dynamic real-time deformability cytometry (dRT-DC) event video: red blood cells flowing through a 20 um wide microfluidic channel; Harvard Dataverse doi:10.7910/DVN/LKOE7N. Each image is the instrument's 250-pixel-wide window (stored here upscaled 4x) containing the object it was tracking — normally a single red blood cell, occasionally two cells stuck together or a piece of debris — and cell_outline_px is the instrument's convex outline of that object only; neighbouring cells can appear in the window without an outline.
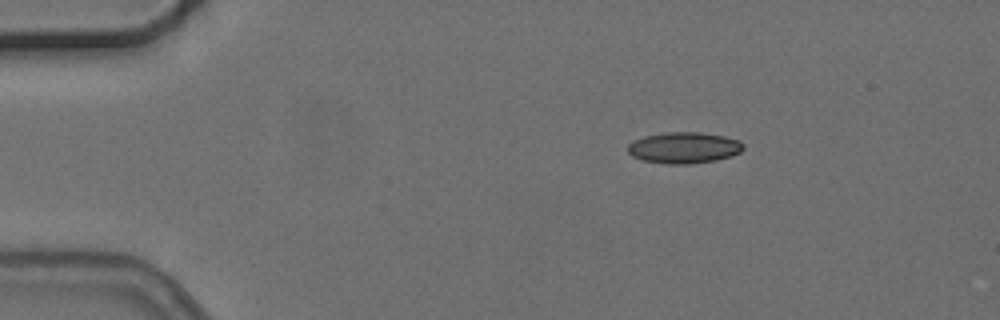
{"species": "common noctule bat (a hibernating species)", "species_latin": "Nyctalus noctula", "temperature_condition": "cold", "stored_images_in_passage": 4, "camera_frame_rate_fps": 3000, "um_per_image_px": 0.085, "animal": {"sex": "female", "body_mass_g": 24.6, "forearm_length_mm": 56.2}, "frame": {"image": 1, "passage_image": 1, "time_ms": 0.0, "image_size_px": [1000, 320], "cell_outline_px": [[744, 148], [740, 152], [732, 156], [716, 160], [688, 164], [668, 164], [644, 160], [632, 156], [628, 152], [628, 144], [632, 140], [644, 136], [668, 132], [700, 132], [724, 136], [740, 140], [744, 144]], "centroid_in_image_um": [58.15, 12.55], "position_along_channel_um": 26.8, "area_um2": 21.1}}
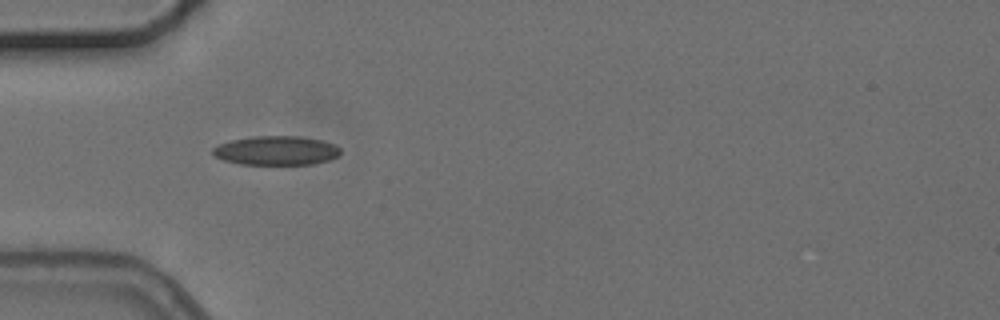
{"frame": {"image": 2, "passage_image": 3, "time_ms": 2.667, "image_size_px": [1000, 320], "cell_outline_px": [[340, 156], [328, 160], [312, 164], [240, 164], [224, 160], [212, 156], [212, 148], [220, 144], [232, 140], [252, 136], [300, 136], [324, 140], [336, 144], [340, 148]], "centroid_in_image_um": [23.51, 12.79], "position_along_channel_um": 61.5, "area_um2": 21.85}}
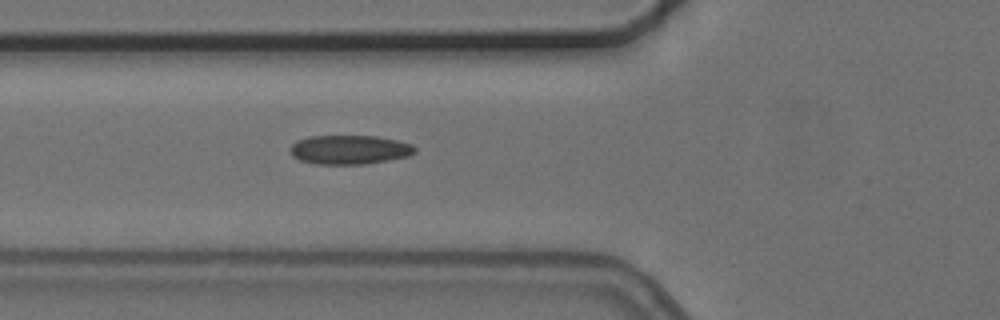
{"frame": {"image": 3, "passage_image": 4, "time_ms": 3.667, "image_size_px": [1000, 320], "cell_outline_px": [[416, 152], [408, 156], [388, 160], [364, 164], [316, 164], [300, 160], [292, 156], [292, 144], [296, 140], [308, 136], [376, 136], [396, 140], [412, 144], [416, 148]], "centroid_in_image_um": [29.71, 12.72], "position_along_channel_um": 96.1, "area_um2": 21.1}}